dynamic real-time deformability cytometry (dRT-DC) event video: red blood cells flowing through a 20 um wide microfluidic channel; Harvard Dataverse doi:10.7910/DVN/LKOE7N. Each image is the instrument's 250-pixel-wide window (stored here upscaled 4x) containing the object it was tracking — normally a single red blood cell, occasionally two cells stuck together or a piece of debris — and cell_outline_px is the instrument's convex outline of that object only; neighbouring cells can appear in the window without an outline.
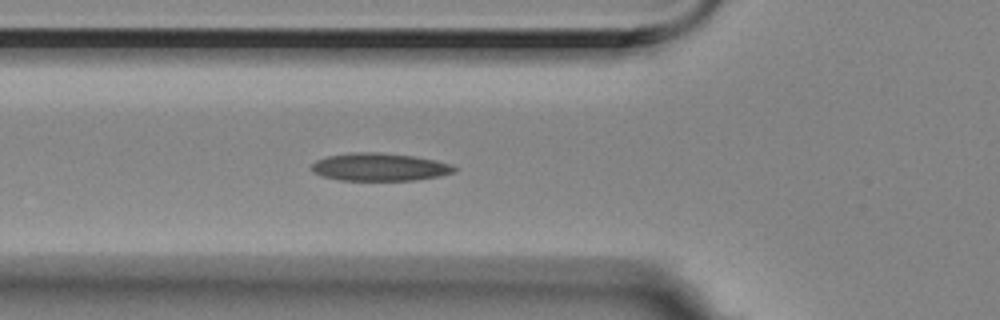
{"species": "Egyptian fruit bat (a non-hibernating species)", "species_latin": "Rousettus aegyptiacus", "temperature_condition": "room temperature", "stored_images_in_passage": 5, "camera_frame_rate_fps": 3000, "um_per_image_px": 0.085, "animal": {"sex": "female"}, "frame": {"image": 1, "passage_image": 5, "time_ms": 1.333, "image_size_px": [1000, 320], "cell_outline_px": [[456, 172], [440, 176], [416, 180], [340, 180], [324, 176], [312, 172], [312, 164], [316, 160], [328, 156], [352, 152], [380, 152], [412, 156], [436, 160], [452, 164], [456, 168]], "centroid_in_image_um": [32.29, 14.19], "position_along_channel_um": 93.5, "area_um2": 23.12}}